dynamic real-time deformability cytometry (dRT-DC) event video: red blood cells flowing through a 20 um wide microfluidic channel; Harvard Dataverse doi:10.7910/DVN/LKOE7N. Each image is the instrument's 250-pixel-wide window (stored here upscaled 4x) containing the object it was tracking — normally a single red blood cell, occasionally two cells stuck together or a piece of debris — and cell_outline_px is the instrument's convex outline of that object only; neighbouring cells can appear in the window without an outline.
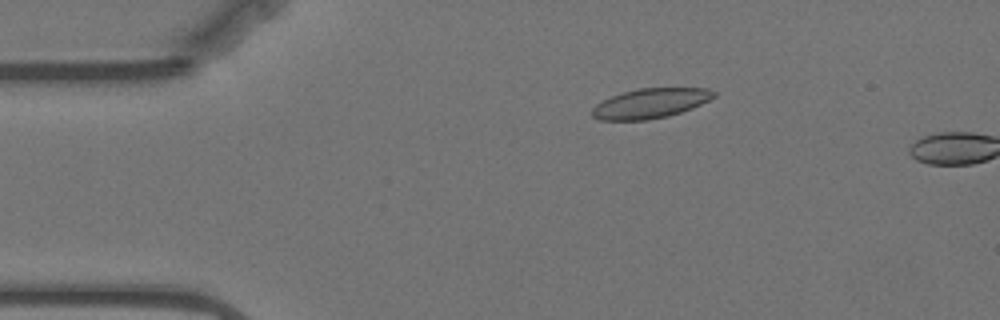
{"species": "Egyptian fruit bat (a non-hibernating species)", "species_latin": "Rousettus aegyptiacus", "temperature_condition": "warm", "stored_images_in_passage": 6, "camera_frame_rate_fps": 3000, "um_per_image_px": 0.085, "animal": {"sex": "female"}, "frame": {"image": 1, "passage_image": 4, "time_ms": 1.0, "image_size_px": [1000, 320], "cell_outline_px": [[716, 96], [692, 108], [668, 116], [648, 120], [600, 120], [592, 116], [592, 108], [596, 104], [612, 96], [624, 92], [640, 88], [708, 88], [716, 92]], "centroid_in_image_um": [55.29, 8.78], "position_along_channel_um": 29.7, "area_um2": 20.98}}